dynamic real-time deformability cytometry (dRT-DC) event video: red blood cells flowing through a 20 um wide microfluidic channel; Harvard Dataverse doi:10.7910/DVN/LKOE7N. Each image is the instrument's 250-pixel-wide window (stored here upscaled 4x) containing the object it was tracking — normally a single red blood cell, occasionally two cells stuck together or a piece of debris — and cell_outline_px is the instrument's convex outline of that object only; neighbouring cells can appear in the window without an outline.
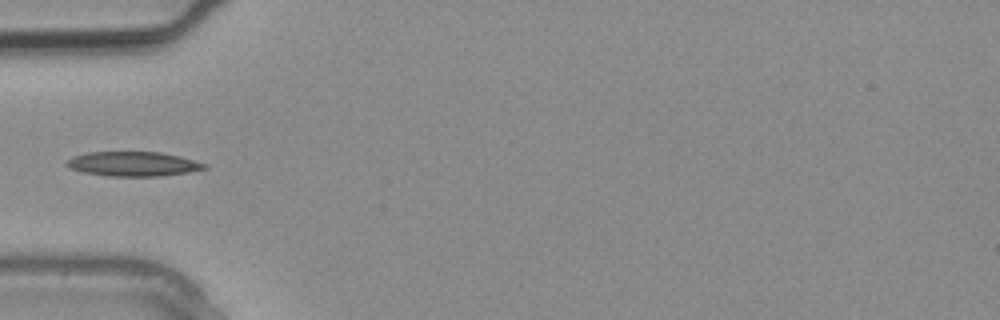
{"species": "common noctule bat (a hibernating species)", "species_latin": "Nyctalus noctula", "temperature_condition": "warm", "stored_images_in_passage": 2, "camera_frame_rate_fps": 3000, "um_per_image_px": 0.085, "animal": {"sex": "male", "body_mass_g": 20.4}, "frame": {"image": 1, "passage_image": 2, "time_ms": 0.333, "image_size_px": [1000, 320], "cell_outline_px": [[208, 168], [188, 172], [160, 176], [108, 176], [84, 172], [68, 168], [64, 164], [64, 160], [72, 156], [88, 152], [160, 152], [180, 156], [208, 164]], "centroid_in_image_um": [11.28, 13.93], "position_along_channel_um": 73.7, "area_um2": 19.88}}